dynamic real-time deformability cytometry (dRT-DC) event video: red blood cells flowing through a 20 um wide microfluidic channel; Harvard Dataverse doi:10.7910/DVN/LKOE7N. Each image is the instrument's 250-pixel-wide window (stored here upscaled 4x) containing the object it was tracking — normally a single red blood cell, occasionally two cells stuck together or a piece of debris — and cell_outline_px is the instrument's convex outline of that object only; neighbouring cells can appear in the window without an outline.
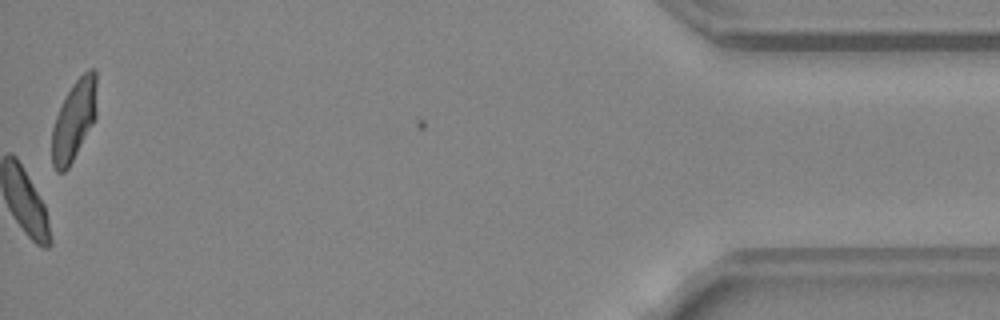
{"species": "common noctule bat (a hibernating species)", "species_latin": "Nyctalus noctula", "temperature_condition": "warm", "stored_images_in_passage": 33, "camera_frame_rate_fps": 3000, "um_per_image_px": 0.085, "animal": {"sex": "female", "body_mass_g": 24.6, "forearm_length_mm": 56.2}, "frame": {"image": 1, "passage_image": 32, "time_ms": 10.333, "image_size_px": [1000, 320], "cell_outline_px": [[96, 116], [92, 124], [68, 168], [64, 172], [56, 172], [52, 164], [52, 128], [56, 116], [72, 84], [88, 68], [92, 68], [96, 72]], "centroid_in_image_um": [6.29, 10.22], "position_along_channel_um": 428.9, "area_um2": 20.63}, "authors_computed_cell_mechanics": {"area_um2": 19.7676, "velocity_mm_per_s": 4.5122, "shape_relaxation_time_tau1_ms": 6.5637, "shape_relaxation_time_tau2_ms": 1.4399, "deformation_change_tau1": 0.1356, "deformation_change_tau2": 0.0442}}